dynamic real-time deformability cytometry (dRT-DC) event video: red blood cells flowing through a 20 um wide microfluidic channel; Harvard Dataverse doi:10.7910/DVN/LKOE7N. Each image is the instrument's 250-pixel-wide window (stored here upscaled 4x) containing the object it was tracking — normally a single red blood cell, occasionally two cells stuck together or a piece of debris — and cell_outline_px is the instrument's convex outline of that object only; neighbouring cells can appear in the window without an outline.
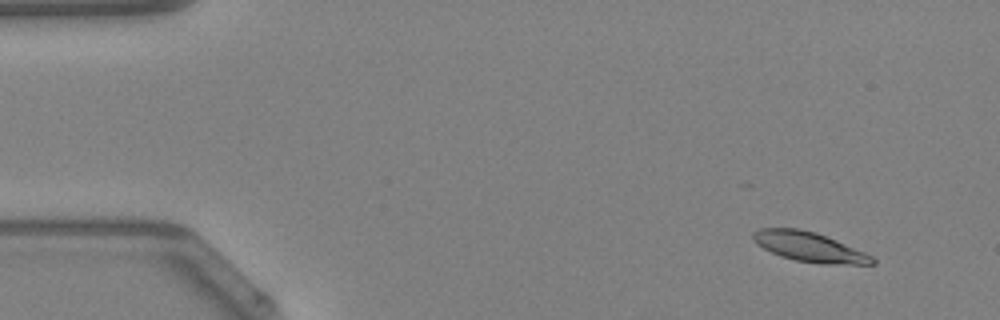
{"species": "Egyptian fruit bat (a non-hibernating species)", "species_latin": "Rousettus aegyptiacus", "temperature_condition": "warm", "stored_images_in_passage": 43, "camera_frame_rate_fps": 3000, "um_per_image_px": 0.085, "animal": {"sex": "female"}, "frame": {"image": 1, "passage_image": 5, "time_ms": 1.333, "image_size_px": [1000, 320], "cell_outline_px": [[876, 264], [820, 264], [796, 260], [780, 256], [756, 244], [752, 240], [752, 232], [760, 228], [796, 228], [816, 232], [836, 240], [864, 252], [872, 256], [876, 260]], "centroid_in_image_um": [68.77, 20.98], "position_along_channel_um": 16.2, "area_um2": 20.58}}
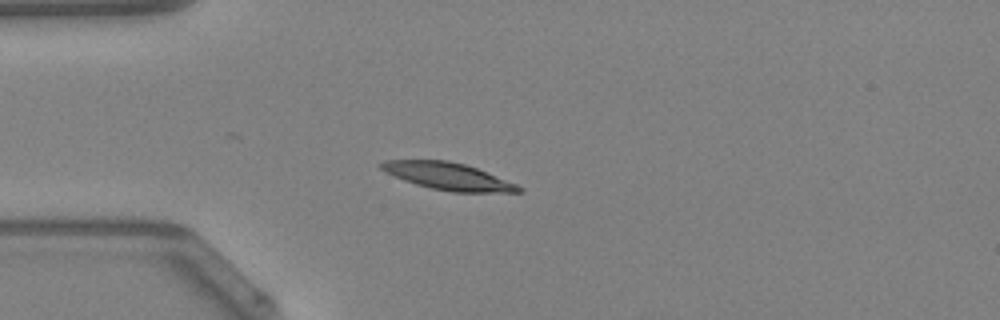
{"frame": {"image": 2, "passage_image": 14, "time_ms": 4.333, "image_size_px": [1000, 320], "cell_outline_px": [[524, 192], [452, 192], [432, 188], [416, 184], [404, 180], [384, 172], [376, 164], [384, 160], [448, 160], [464, 164], [476, 168], [516, 184], [524, 188]], "centroid_in_image_um": [38.05, 14.98], "position_along_channel_um": 47.0, "area_um2": 21.68}}
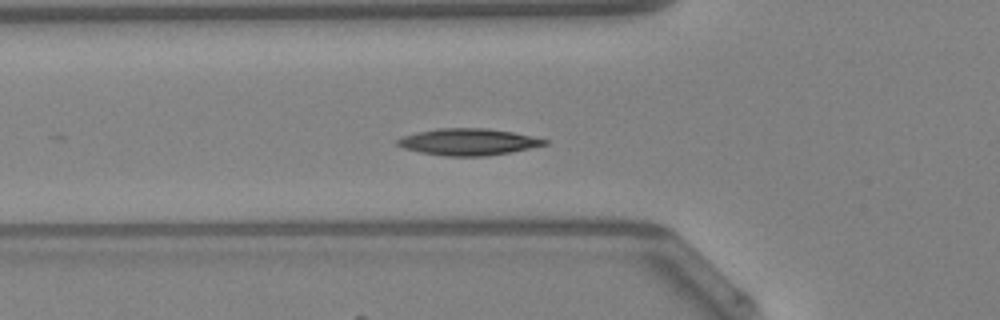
{"frame": {"image": 3, "passage_image": 18, "time_ms": 5.667, "image_size_px": [1000, 320], "cell_outline_px": [[548, 144], [508, 152], [484, 156], [444, 156], [420, 152], [404, 148], [396, 144], [396, 140], [400, 136], [416, 132], [436, 128], [488, 128], [512, 132], [548, 140]], "centroid_in_image_um": [39.73, 12.05], "position_along_channel_um": 86.1, "area_um2": 22.77}, "authors_computed_cell_mechanics": {"area_um2": 21.386, "velocity_mm_per_s": 4.1951, "shape_relaxation_time_tau1_ms": 4.6846, "shape_relaxation_time_tau2_ms": 4.9646, "deformation_change_tau1": 0.1308, "deformation_change_tau2": 0.0865}}